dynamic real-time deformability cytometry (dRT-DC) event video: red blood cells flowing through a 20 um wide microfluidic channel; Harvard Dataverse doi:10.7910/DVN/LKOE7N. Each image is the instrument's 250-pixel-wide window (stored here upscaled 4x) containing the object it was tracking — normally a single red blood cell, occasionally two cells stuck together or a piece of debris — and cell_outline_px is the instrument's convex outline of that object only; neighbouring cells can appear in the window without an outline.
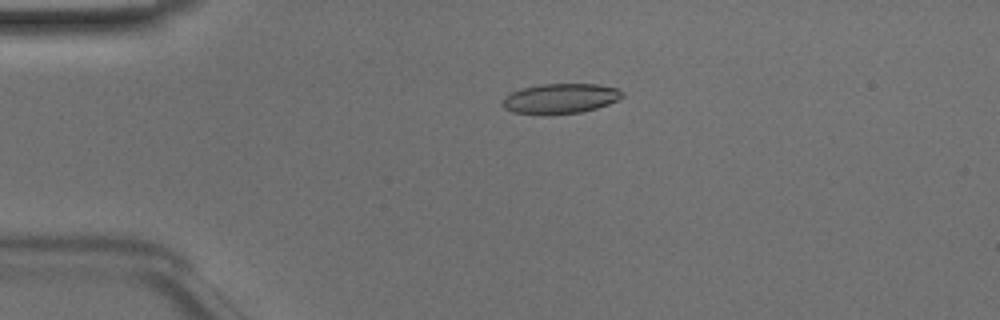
{"species": "Egyptian fruit bat (a non-hibernating species)", "species_latin": "Rousettus aegyptiacus", "temperature_condition": "room temperature", "stored_images_in_passage": 18, "camera_frame_rate_fps": 3000, "um_per_image_px": 0.085, "animal": {"sex": "male"}, "frame": {"image": 1, "passage_image": 11, "time_ms": 3.333, "image_size_px": [1000, 320], "cell_outline_px": [[624, 96], [608, 104], [596, 108], [580, 112], [548, 116], [512, 112], [504, 108], [504, 100], [512, 92], [520, 88], [540, 84], [600, 84], [616, 88], [624, 92]], "centroid_in_image_um": [47.64, 8.39], "position_along_channel_um": 37.4, "area_um2": 21.1}}